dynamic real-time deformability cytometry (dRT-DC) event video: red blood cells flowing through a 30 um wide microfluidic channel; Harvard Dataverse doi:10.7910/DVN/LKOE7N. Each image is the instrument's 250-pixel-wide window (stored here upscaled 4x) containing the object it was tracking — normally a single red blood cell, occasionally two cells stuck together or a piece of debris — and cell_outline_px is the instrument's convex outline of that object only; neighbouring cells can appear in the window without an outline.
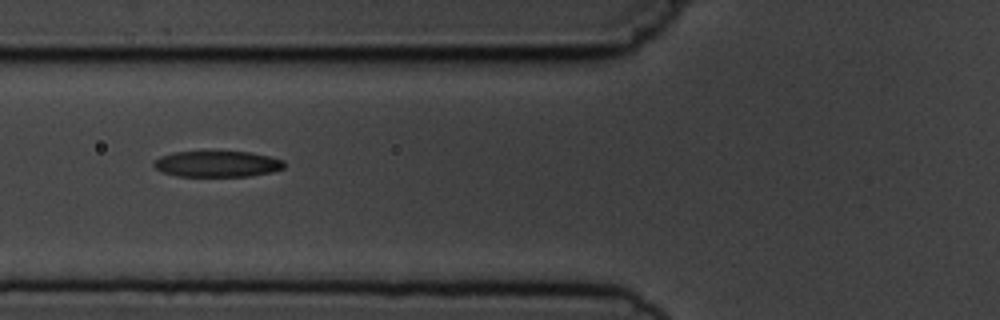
{"species": "common noctule bat (a hibernating species)", "species_latin": "Nyctalus noctula", "temperature_condition": "cold", "stored_images_in_passage": 4, "camera_frame_rate_fps": 3000, "um_per_image_px": 0.085, "animal": {"sex": "male", "body_mass_g": 19.5, "forearm_length_mm": 54.6}, "frame": {"image": 1, "passage_image": 2, "time_ms": 1.0, "image_size_px": [1000, 320], "cell_outline_px": [[284, 168], [272, 172], [248, 176], [176, 176], [164, 172], [156, 168], [152, 164], [160, 156], [176, 152], [248, 152], [268, 156], [284, 160]], "centroid_in_image_um": [18.48, 13.94], "position_along_channel_um": 107.3, "area_um2": 19.54}}
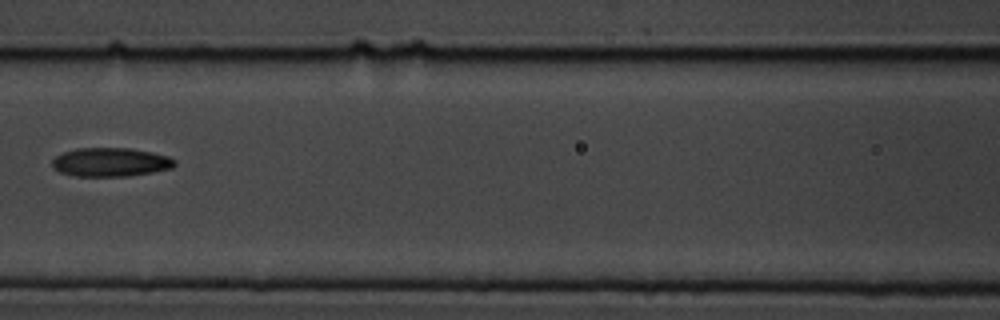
{"frame": {"image": 2, "passage_image": 3, "time_ms": 2.333, "image_size_px": [1000, 320], "cell_outline_px": [[176, 164], [172, 168], [152, 172], [128, 176], [76, 176], [60, 172], [52, 168], [52, 160], [56, 156], [64, 152], [76, 148], [128, 148], [152, 152], [168, 156], [176, 160]], "centroid_in_image_um": [9.4, 13.78], "position_along_channel_um": 157.2, "area_um2": 20.58}}
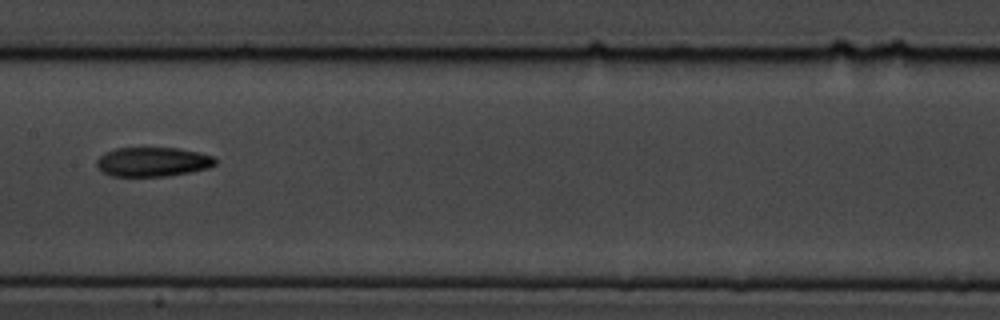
{"frame": {"image": 3, "passage_image": 4, "time_ms": 3.333, "image_size_px": [1000, 320], "cell_outline_px": [[216, 164], [208, 168], [192, 172], [168, 176], [112, 176], [104, 172], [96, 164], [96, 160], [104, 152], [116, 148], [176, 148], [200, 152], [212, 156], [216, 160]], "centroid_in_image_um": [13.0, 13.75], "position_along_channel_um": 194.4, "area_um2": 20.29}}